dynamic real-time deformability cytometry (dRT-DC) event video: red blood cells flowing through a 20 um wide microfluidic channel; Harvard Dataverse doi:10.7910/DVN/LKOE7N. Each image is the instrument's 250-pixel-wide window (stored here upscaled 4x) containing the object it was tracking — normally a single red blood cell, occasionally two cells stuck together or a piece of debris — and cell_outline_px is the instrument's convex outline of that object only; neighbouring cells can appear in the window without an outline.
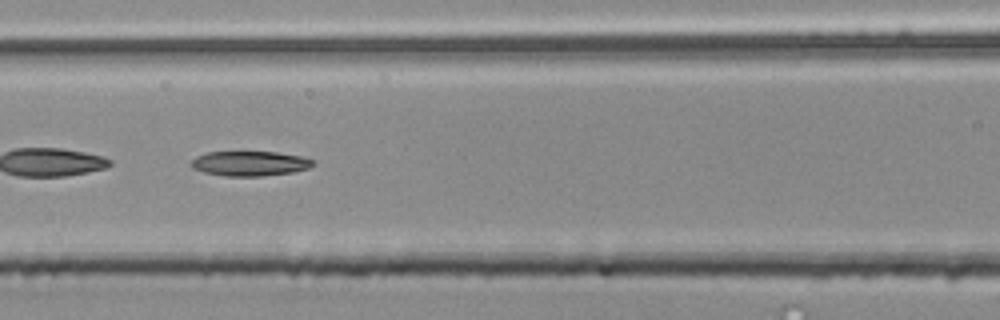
{"species": "common noctule bat (a hibernating species)", "species_latin": "Nyctalus noctula", "temperature_condition": "room temperature", "stored_images_in_passage": 55, "segment_of_instrument_passage": [2, 2], "camera_frame_rate_fps": 3000, "um_per_image_px": 0.085, "animal": {"sex": "male", "body_mass_g": 20.4}, "frame": {"image": 1, "passage_image": 24, "time_ms": 7.667, "image_size_px": [1000, 320], "cell_outline_px": [[312, 164], [308, 168], [292, 172], [264, 176], [224, 176], [204, 172], [192, 168], [188, 164], [196, 156], [208, 152], [276, 152], [300, 156], [312, 160]], "centroid_in_image_um": [21.16, 13.9], "position_along_channel_um": 145.4, "area_um2": 17.51}}
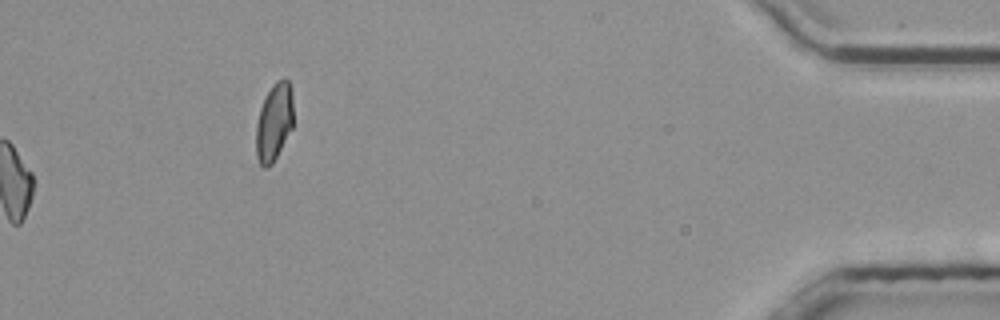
{"frame": {"image": 2, "passage_image": 55, "time_ms": 18.0, "image_size_px": [1000, 320], "cell_outline_px": [[292, 128], [272, 164], [264, 168], [260, 164], [256, 156], [256, 124], [260, 108], [272, 84], [276, 80], [284, 76], [288, 80], [292, 88]], "centroid_in_image_um": [23.29, 10.34], "position_along_channel_um": 411.9, "area_um2": 16.88}}